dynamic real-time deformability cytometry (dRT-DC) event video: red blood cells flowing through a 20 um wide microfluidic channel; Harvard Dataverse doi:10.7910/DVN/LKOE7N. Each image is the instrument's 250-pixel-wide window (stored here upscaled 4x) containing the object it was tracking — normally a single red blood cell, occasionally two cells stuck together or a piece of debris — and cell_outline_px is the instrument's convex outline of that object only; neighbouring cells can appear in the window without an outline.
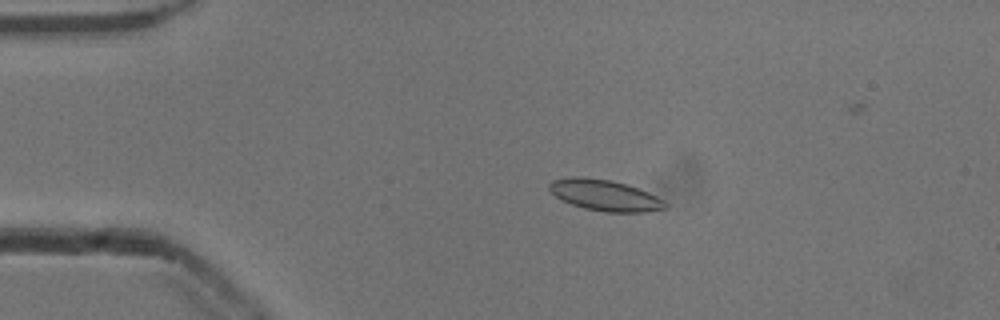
{"species": "common noctule bat (a hibernating species)", "species_latin": "Nyctalus noctula", "temperature_condition": "cold", "stored_images_in_passage": 53, "camera_frame_rate_fps": 3000, "um_per_image_px": 0.085, "animal": {"sex": "male", "body_mass_g": 13.3}, "frame": {"image": 1, "passage_image": 11, "time_ms": 3.333, "image_size_px": [1000, 320], "cell_outline_px": [[668, 208], [648, 212], [604, 212], [584, 208], [572, 204], [556, 196], [548, 188], [548, 184], [552, 180], [572, 176], [584, 176], [608, 180], [628, 184], [648, 192], [664, 200], [668, 204]], "centroid_in_image_um": [51.44, 16.59], "position_along_channel_um": 33.6, "area_um2": 21.1}}
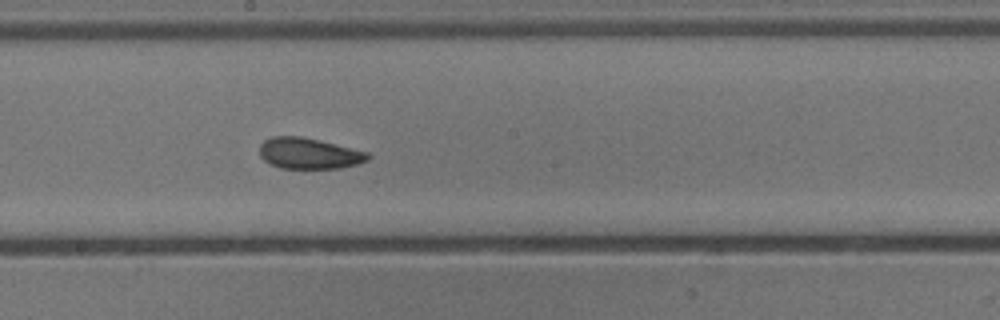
{"frame": {"image": 2, "passage_image": 29, "time_ms": 9.333, "image_size_px": [1000, 320], "cell_outline_px": [[372, 156], [368, 160], [356, 164], [340, 168], [280, 168], [264, 160], [260, 156], [260, 144], [264, 140], [272, 136], [300, 136], [368, 152]], "centroid_in_image_um": [26.25, 13.04], "position_along_channel_um": 222.0, "area_um2": 19.36}}
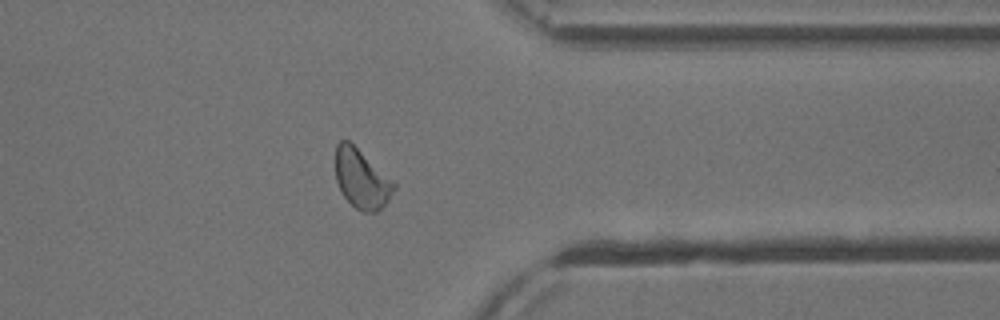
{"frame": {"image": 3, "passage_image": 42, "time_ms": 13.667, "image_size_px": [1000, 320], "cell_outline_px": [[396, 188], [388, 200], [376, 212], [364, 212], [356, 208], [344, 196], [336, 180], [336, 144], [340, 140], [348, 140], [396, 184]], "centroid_in_image_um": [30.72, 15.21], "position_along_channel_um": 380.7, "area_um2": 19.59}, "authors_computed_cell_mechanics": {"area_um2": 20.23, "velocity_mm_per_s": 3.8879, "shape_relaxation_time_tau1_ms": 4.6897, "shape_relaxation_time_tau2_ms": 2.506, "deformation_change_tau1": 0.1096, "deformation_change_tau2": 0.0708}}